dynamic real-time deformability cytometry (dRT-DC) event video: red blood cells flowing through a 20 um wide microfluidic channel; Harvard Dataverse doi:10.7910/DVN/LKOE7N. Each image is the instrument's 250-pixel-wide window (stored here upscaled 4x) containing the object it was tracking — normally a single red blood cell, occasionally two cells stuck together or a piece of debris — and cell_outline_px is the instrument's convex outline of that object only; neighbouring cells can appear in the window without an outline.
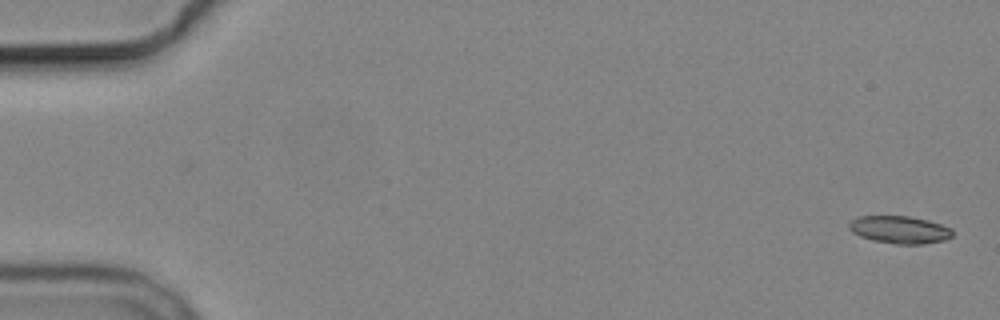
{"species": "common noctule bat (a hibernating species)", "species_latin": "Nyctalus noctula", "temperature_condition": "cold", "stored_images_in_passage": 7, "camera_frame_rate_fps": 3000, "um_per_image_px": 0.085, "animal": {"sex": "male", "body_mass_g": 19.2, "forearm_length_mm": 51.8}, "frame": {"image": 1, "passage_image": 1, "time_ms": 0.0, "image_size_px": [1000, 320], "cell_outline_px": [[952, 236], [944, 240], [924, 244], [896, 244], [872, 240], [860, 236], [852, 232], [848, 228], [848, 224], [852, 220], [860, 216], [908, 216], [928, 220], [952, 228]], "centroid_in_image_um": [76.46, 19.52], "position_along_channel_um": 8.5, "area_um2": 16.59}}
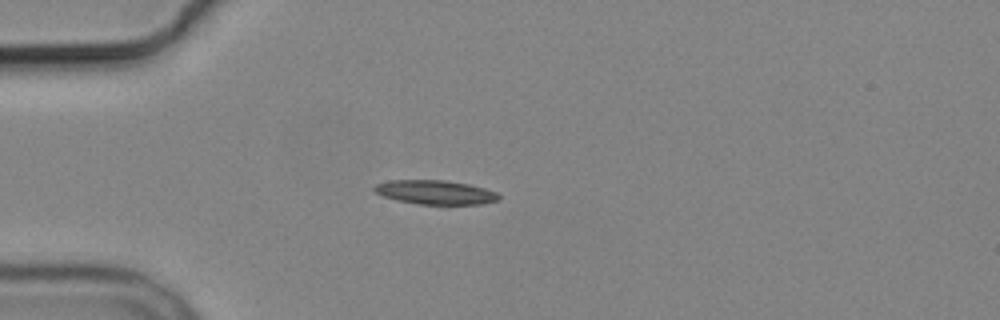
{"frame": {"image": 2, "passage_image": 5, "time_ms": 4.667, "image_size_px": [1000, 320], "cell_outline_px": [[500, 200], [484, 204], [448, 208], [420, 204], [396, 200], [380, 196], [372, 192], [372, 188], [376, 184], [388, 180], [444, 180], [468, 184], [484, 188], [496, 192], [500, 196]], "centroid_in_image_um": [37.02, 16.4], "position_along_channel_um": 48.0, "area_um2": 18.61}}
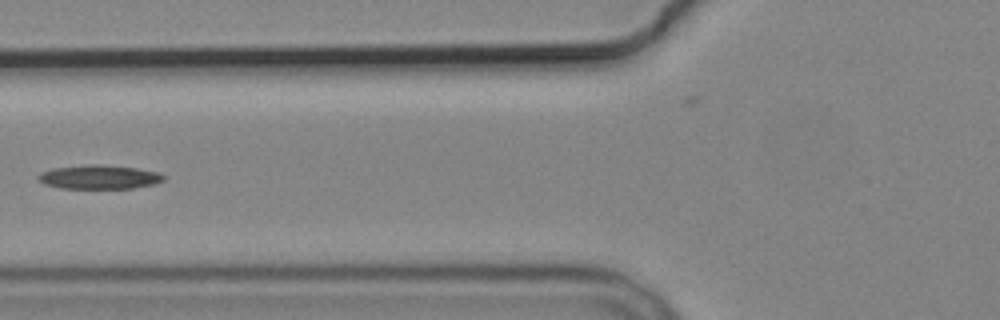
{"frame": {"image": 3, "passage_image": 7, "time_ms": 7.0, "image_size_px": [1000, 320], "cell_outline_px": [[164, 180], [152, 184], [132, 188], [60, 188], [44, 184], [36, 176], [40, 172], [52, 168], [88, 164], [100, 164], [136, 168], [156, 172], [164, 176]], "centroid_in_image_um": [8.37, 15.04], "position_along_channel_um": 117.4, "area_um2": 17.4}}